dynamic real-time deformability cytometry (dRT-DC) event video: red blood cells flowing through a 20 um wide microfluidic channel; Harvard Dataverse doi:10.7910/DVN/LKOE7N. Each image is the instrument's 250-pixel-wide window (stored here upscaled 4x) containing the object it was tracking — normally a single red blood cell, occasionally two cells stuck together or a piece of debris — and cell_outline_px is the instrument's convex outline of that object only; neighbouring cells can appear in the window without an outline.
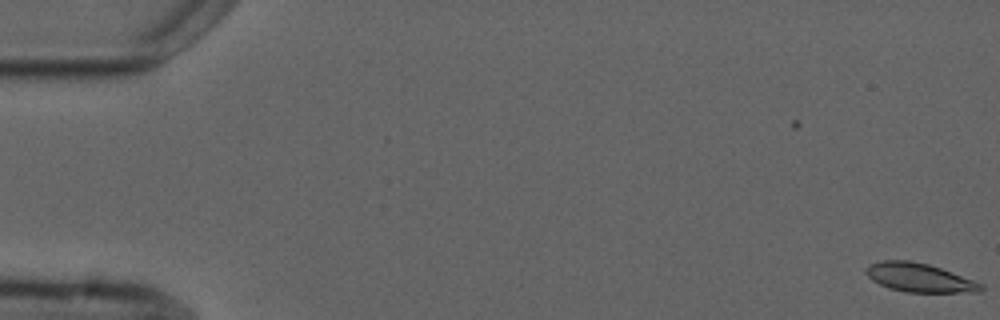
{"species": "common noctule bat (a hibernating species)", "species_latin": "Nyctalus noctula", "temperature_condition": "cold", "stored_images_in_passage": 7, "camera_frame_rate_fps": 3000, "um_per_image_px": 0.085, "animal": {"sex": "male", "forearm_length_mm": 52.5}, "frame": {"image": 1, "passage_image": 1, "time_ms": 0.0, "image_size_px": [1000, 320], "cell_outline_px": [[984, 288], [980, 292], [908, 292], [888, 288], [872, 280], [864, 272], [864, 268], [868, 264], [884, 260], [912, 260], [928, 264], [952, 272], [984, 284]], "centroid_in_image_um": [78.13, 23.59], "position_along_channel_um": 6.9, "area_um2": 19.36}}
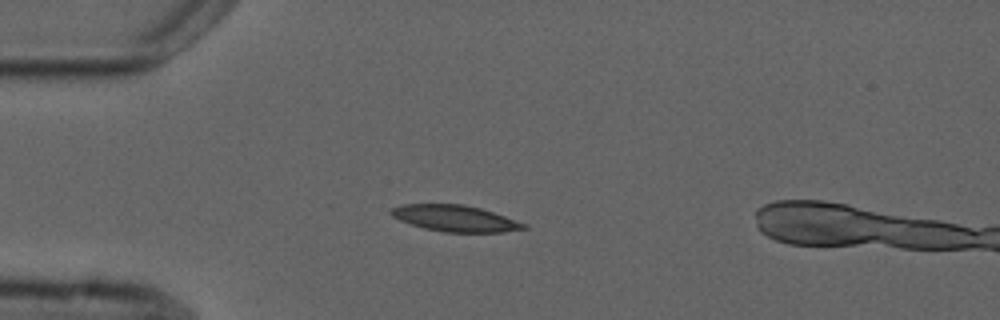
{"frame": {"image": 2, "passage_image": 5, "time_ms": 4.667, "image_size_px": [1000, 320], "cell_outline_px": [[528, 228], [504, 232], [444, 232], [424, 228], [400, 220], [392, 216], [388, 212], [392, 208], [400, 204], [464, 204], [480, 208], [528, 224]], "centroid_in_image_um": [38.68, 18.56], "position_along_channel_um": 46.3, "area_um2": 20.29}}
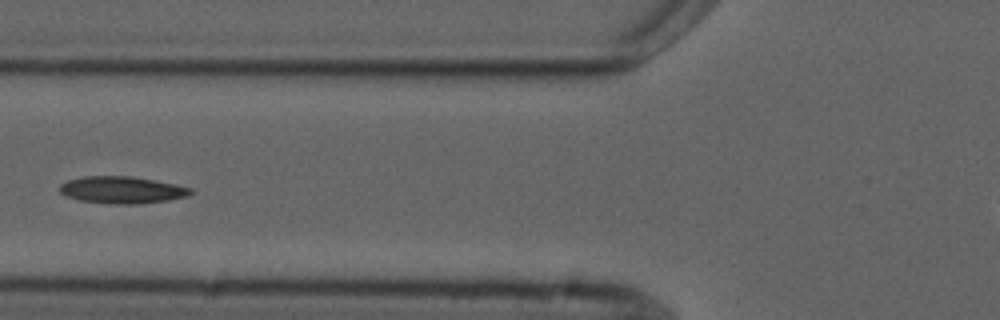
{"frame": {"image": 3, "passage_image": 7, "time_ms": 7.0, "image_size_px": [1000, 320], "cell_outline_px": [[192, 192], [188, 196], [168, 200], [140, 204], [108, 204], [80, 200], [64, 196], [60, 192], [60, 184], [68, 180], [84, 176], [128, 176], [156, 180], [176, 184], [192, 188]], "centroid_in_image_um": [10.37, 16.15], "position_along_channel_um": 115.4, "area_um2": 20.75}}